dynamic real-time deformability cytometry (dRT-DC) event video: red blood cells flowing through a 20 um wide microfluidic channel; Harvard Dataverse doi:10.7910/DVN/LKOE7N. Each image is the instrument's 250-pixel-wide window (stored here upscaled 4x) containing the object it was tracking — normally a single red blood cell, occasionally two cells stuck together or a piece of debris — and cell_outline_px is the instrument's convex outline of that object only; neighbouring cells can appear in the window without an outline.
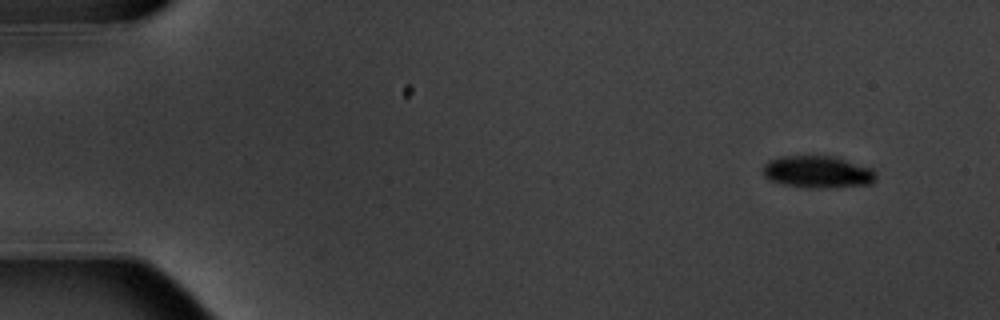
{"species": "common noctule bat (a hibernating species)", "species_latin": "Nyctalus noctula", "temperature_condition": "warm", "stored_images_in_passage": 7, "camera_frame_rate_fps": 3000, "um_per_image_px": 0.085, "animal": {"sex": "male", "body_mass_g": 20.1, "forearm_length_mm": 53.5}, "frame": {"image": 1, "passage_image": 2, "time_ms": 1.333, "image_size_px": [1000, 320], "cell_outline_px": [[876, 180], [872, 184], [828, 188], [800, 188], [780, 184], [768, 180], [764, 176], [764, 164], [768, 160], [780, 156], [836, 156], [872, 168], [876, 172]], "centroid_in_image_um": [69.5, 14.63], "position_along_channel_um": 15.5, "area_um2": 21.68}}
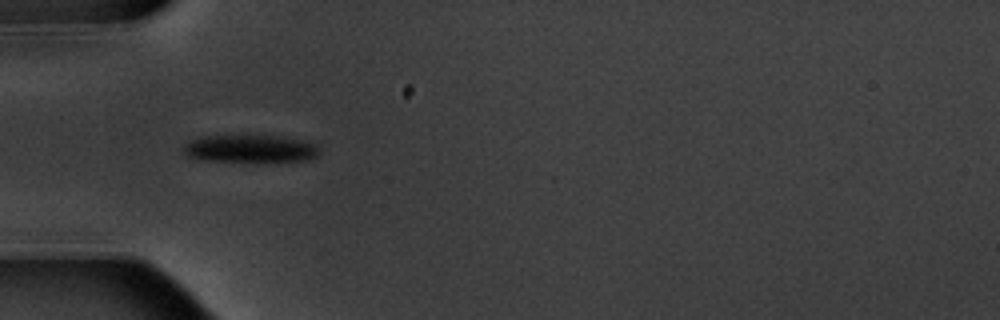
{"frame": {"image": 2, "passage_image": 6, "time_ms": 6.0, "image_size_px": [1000, 320], "cell_outline_px": [[320, 152], [312, 160], [264, 164], [256, 164], [200, 160], [188, 156], [184, 152], [184, 144], [200, 136], [272, 136], [300, 140], [316, 144], [320, 148]], "centroid_in_image_um": [21.31, 12.71], "position_along_channel_um": 63.7, "area_um2": 22.89}}